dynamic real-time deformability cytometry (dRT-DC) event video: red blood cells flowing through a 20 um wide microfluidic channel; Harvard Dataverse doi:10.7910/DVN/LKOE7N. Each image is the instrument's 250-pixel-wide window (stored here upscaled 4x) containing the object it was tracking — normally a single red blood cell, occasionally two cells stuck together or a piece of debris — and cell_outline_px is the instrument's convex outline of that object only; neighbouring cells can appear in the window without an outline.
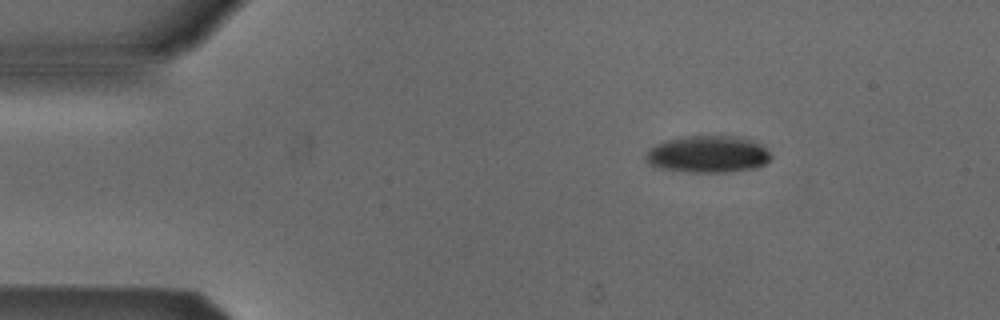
{"species": "Egyptian fruit bat (a non-hibernating species)", "species_latin": "Rousettus aegyptiacus", "temperature_condition": "cold", "stored_images_in_passage": 4, "camera_frame_rate_fps": 3000, "um_per_image_px": 0.085, "animal": {"sex": "male"}, "frame": {"image": 1, "passage_image": 2, "time_ms": 1.333, "image_size_px": [1000, 320], "cell_outline_px": [[772, 156], [764, 164], [756, 168], [728, 172], [688, 172], [660, 168], [648, 164], [644, 156], [648, 148], [664, 140], [684, 136], [740, 136], [752, 140], [760, 144]], "centroid_in_image_um": [60.13, 13.1], "position_along_channel_um": 24.9, "area_um2": 27.17}}